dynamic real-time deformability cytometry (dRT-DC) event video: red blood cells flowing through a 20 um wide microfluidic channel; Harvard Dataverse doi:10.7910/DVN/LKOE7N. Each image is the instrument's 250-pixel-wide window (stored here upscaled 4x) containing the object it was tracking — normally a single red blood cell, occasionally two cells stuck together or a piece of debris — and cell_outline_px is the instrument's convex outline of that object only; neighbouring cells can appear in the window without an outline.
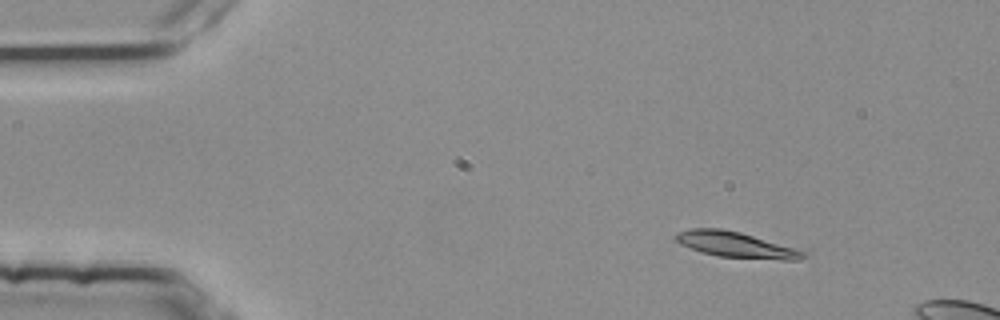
{"species": "common noctule bat (a hibernating species)", "species_latin": "Nyctalus noctula", "temperature_condition": "room temperature", "stored_images_in_passage": 3, "camera_frame_rate_fps": 3000, "um_per_image_px": 0.085, "animal": {"sex": "female", "body_mass_g": 25.1}, "frame": {"image": 1, "passage_image": 2, "time_ms": 0.333, "image_size_px": [1000, 320], "cell_outline_px": [[808, 256], [800, 260], [780, 260], [716, 256], [700, 252], [680, 244], [676, 240], [676, 232], [692, 228], [720, 228], [740, 232], [792, 248], [804, 252]], "centroid_in_image_um": [62.5, 20.81], "position_along_channel_um": 22.5, "area_um2": 18.84}}